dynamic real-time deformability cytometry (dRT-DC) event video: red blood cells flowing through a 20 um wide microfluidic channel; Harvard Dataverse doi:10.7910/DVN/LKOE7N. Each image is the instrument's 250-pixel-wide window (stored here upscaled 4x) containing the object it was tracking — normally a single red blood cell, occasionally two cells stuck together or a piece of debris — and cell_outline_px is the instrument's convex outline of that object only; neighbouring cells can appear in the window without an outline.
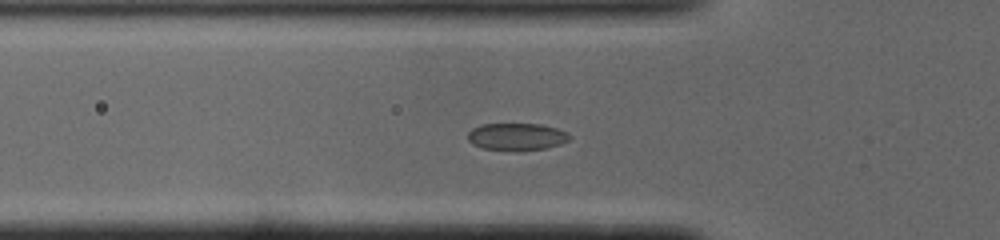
{"species": "common noctule bat (a hibernating species)", "species_latin": "Nyctalus noctula", "temperature_condition": "cold", "stored_images_in_passage": 48, "camera_frame_rate_fps": 3000, "um_per_image_px": 0.085, "animal": {"sex": "male", "body_mass_g": 19.0, "forearm_length_mm": 50.8}, "frame": {"image": 1, "passage_image": 13, "time_ms": 4.0, "image_size_px": [1000, 240], "cell_outline_px": [[572, 136], [568, 140], [560, 144], [548, 148], [516, 152], [512, 152], [484, 148], [472, 144], [468, 140], [468, 132], [472, 128], [480, 124], [540, 124], [556, 128], [568, 132]], "centroid_in_image_um": [43.92, 11.64], "position_along_channel_um": 81.9, "area_um2": 16.53}}
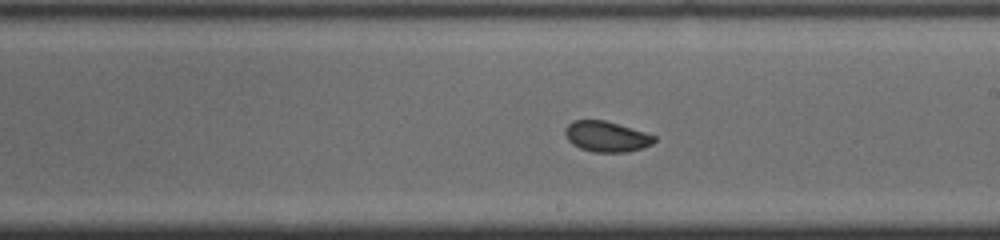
{"frame": {"image": 2, "passage_image": 25, "time_ms": 8.0, "image_size_px": [1000, 240], "cell_outline_px": [[656, 140], [652, 144], [628, 152], [592, 152], [580, 148], [572, 144], [564, 136], [564, 128], [572, 120], [604, 120], [644, 132], [656, 136]], "centroid_in_image_um": [51.5, 11.61], "position_along_channel_um": 237.5, "area_um2": 15.9}}
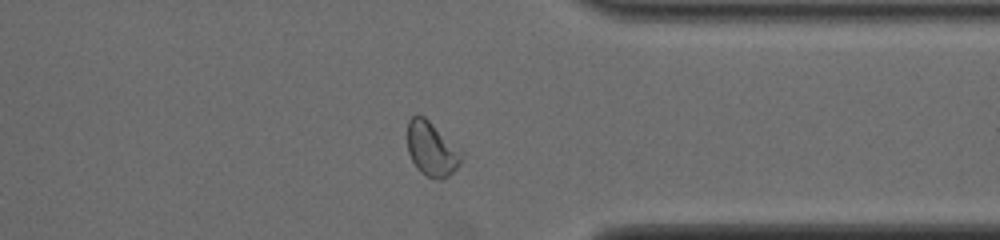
{"frame": {"image": 3, "passage_image": 36, "time_ms": 11.667, "image_size_px": [1000, 240], "cell_outline_px": [[460, 164], [448, 176], [440, 180], [428, 176], [420, 172], [416, 168], [408, 152], [408, 120], [412, 116], [424, 116], [432, 124], [460, 156]], "centroid_in_image_um": [36.59, 12.7], "position_along_channel_um": 374.8, "area_um2": 15.95}, "authors_computed_cell_mechanics": {"area_um2": 17.051, "velocity_mm_per_s": 3.8899, "shape_relaxation_time_tau1_ms": 3.6524, "shape_relaxation_time_tau2_ms": 1.247, "deformation_change_tau1": 0.0823, "deformation_change_tau2": 0.0473}}